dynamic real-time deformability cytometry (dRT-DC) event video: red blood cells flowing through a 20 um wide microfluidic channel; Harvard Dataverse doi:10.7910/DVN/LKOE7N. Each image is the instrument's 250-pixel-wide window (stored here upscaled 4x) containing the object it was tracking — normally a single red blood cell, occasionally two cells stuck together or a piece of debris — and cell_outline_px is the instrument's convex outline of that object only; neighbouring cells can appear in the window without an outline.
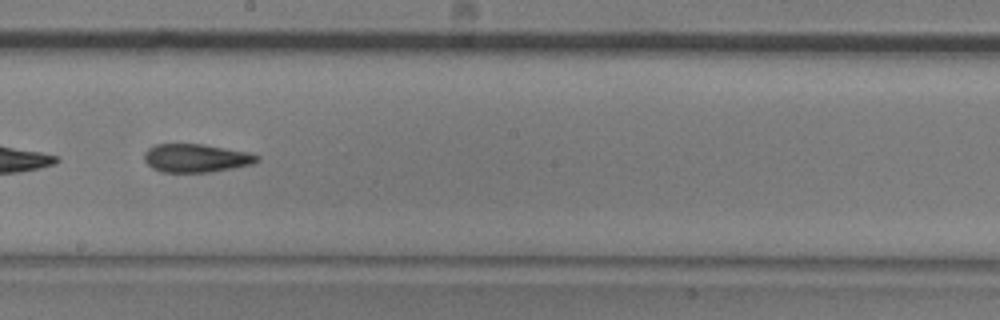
{"species": "common noctule bat (a hibernating species)", "species_latin": "Nyctalus noctula", "temperature_condition": "room temperature", "stored_images_in_passage": 40, "camera_frame_rate_fps": 3000, "um_per_image_px": 0.085, "animal": {"sex": "male", "body_mass_g": 20.5, "forearm_length_mm": 52.5}, "frame": {"image": 1, "passage_image": 18, "time_ms": 5.667, "image_size_px": [1000, 320], "cell_outline_px": [[260, 160], [252, 164], [212, 172], [164, 172], [152, 168], [144, 160], [144, 152], [148, 148], [156, 144], [204, 144], [248, 152], [260, 156]], "centroid_in_image_um": [16.67, 13.43], "position_along_channel_um": 231.5, "area_um2": 18.67}, "authors_computed_cell_mechanics": {"area_um2": 18.9295, "velocity_mm_per_s": 3.8214, "shape_relaxation_time_tau1_ms": 8.6598, "shape_relaxation_time_tau2_ms": 3.2431, "deformation_change_tau1": 0.2095, "deformation_change_tau2": 0.1149}}